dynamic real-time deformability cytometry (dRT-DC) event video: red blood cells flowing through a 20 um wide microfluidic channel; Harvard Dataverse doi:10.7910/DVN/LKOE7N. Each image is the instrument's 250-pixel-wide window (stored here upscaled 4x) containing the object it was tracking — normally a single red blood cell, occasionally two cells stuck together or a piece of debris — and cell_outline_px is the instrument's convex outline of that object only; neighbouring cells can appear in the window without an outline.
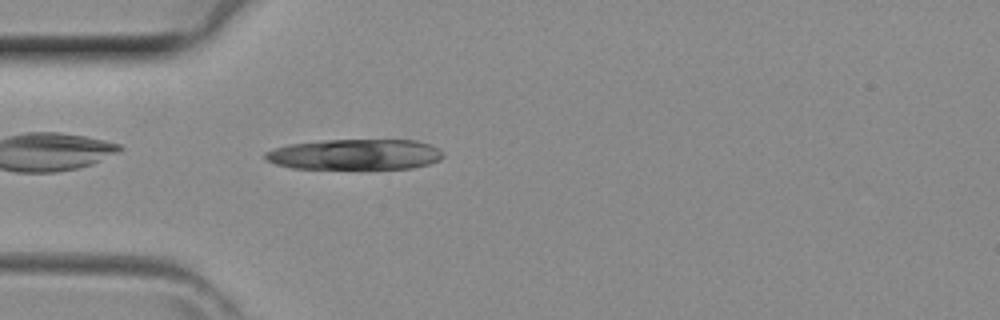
{"species": "common noctule bat (a hibernating species)", "species_latin": "Nyctalus noctula", "temperature_condition": "room temperature", "stored_images_in_passage": 32, "camera_frame_rate_fps": 3000, "um_per_image_px": 0.085, "animal": {"sex": "female", "body_mass_g": 29.2, "forearm_length_mm": 56.3}, "frame": {"image": 1, "passage_image": 2, "time_ms": 0.333, "image_size_px": [1000, 320], "cell_outline_px": [[444, 156], [440, 160], [428, 164], [412, 168], [292, 168], [276, 164], [268, 160], [264, 156], [264, 152], [288, 144], [324, 140], [416, 140], [432, 144], [440, 148], [444, 152]], "centroid_in_image_um": [30.24, 13.11], "position_along_channel_um": 54.8, "area_um2": 31.73}}
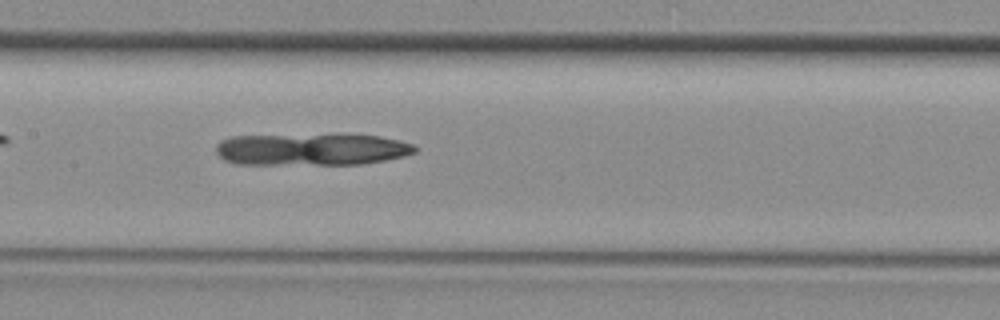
{"frame": {"image": 2, "passage_image": 10, "time_ms": 3.0, "image_size_px": [1000, 320], "cell_outline_px": [[416, 152], [404, 156], [384, 160], [360, 164], [236, 164], [224, 160], [216, 152], [216, 144], [220, 140], [232, 136], [380, 136], [400, 140], [412, 144], [416, 148]], "centroid_in_image_um": [26.45, 12.72], "position_along_channel_um": 181.0, "area_um2": 36.3}}